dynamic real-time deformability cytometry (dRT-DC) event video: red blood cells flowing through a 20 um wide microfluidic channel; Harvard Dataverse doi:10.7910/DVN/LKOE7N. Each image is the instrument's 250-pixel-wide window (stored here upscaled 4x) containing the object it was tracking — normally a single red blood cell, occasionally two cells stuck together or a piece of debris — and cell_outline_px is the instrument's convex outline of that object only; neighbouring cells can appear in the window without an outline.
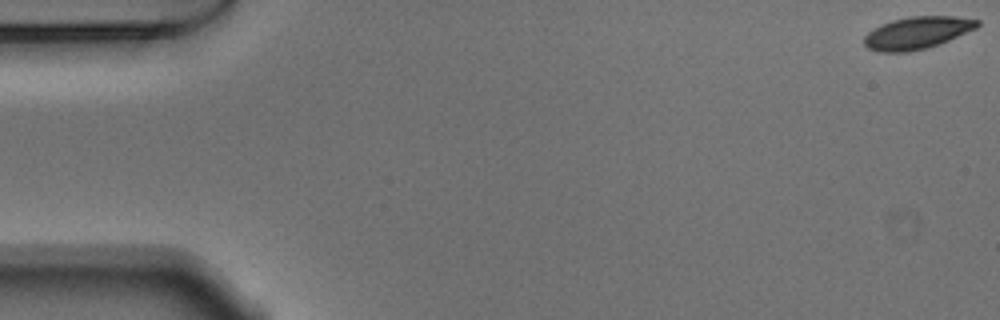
{"species": "Egyptian fruit bat (a non-hibernating species)", "species_latin": "Rousettus aegyptiacus", "temperature_condition": "warm", "stored_images_in_passage": 41, "camera_frame_rate_fps": 3000, "um_per_image_px": 0.085, "animal": {"sex": "male"}, "frame": {"image": 1, "passage_image": 1, "time_ms": 0.0, "image_size_px": [1000, 320], "cell_outline_px": [[980, 24], [976, 28], [948, 40], [928, 48], [908, 52], [880, 52], [868, 48], [864, 44], [864, 36], [872, 28], [880, 24], [892, 20], [908, 16], [956, 16], [980, 20]], "centroid_in_image_um": [77.93, 2.78], "position_along_channel_um": 7.1, "area_um2": 21.39}}
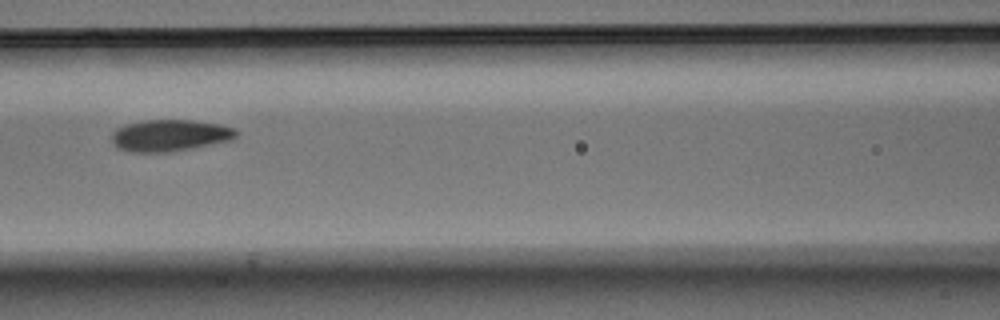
{"frame": {"image": 2, "passage_image": 24, "time_ms": 7.667, "image_size_px": [1000, 320], "cell_outline_px": [[236, 136], [232, 140], [192, 148], [168, 152], [132, 152], [116, 148], [112, 140], [112, 132], [116, 128], [124, 124], [144, 120], [192, 120], [220, 124], [236, 128]], "centroid_in_image_um": [14.42, 11.5], "position_along_channel_um": 152.2, "area_um2": 23.12}}
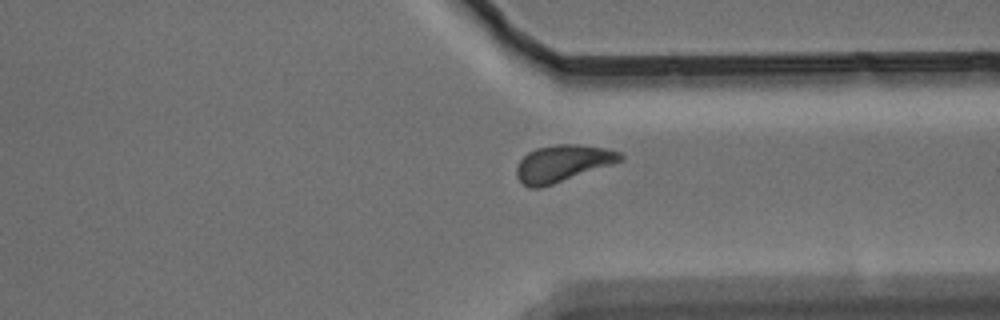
{"frame": {"image": 3, "passage_image": 41, "time_ms": 13.333, "image_size_px": [1000, 320], "cell_outline_px": [[624, 160], [540, 188], [528, 188], [516, 176], [516, 168], [520, 160], [528, 152], [536, 148], [556, 144], [580, 144], [604, 148], [620, 152], [624, 156]], "centroid_in_image_um": [47.81, 13.87], "position_along_channel_um": 363.6, "area_um2": 22.08}}